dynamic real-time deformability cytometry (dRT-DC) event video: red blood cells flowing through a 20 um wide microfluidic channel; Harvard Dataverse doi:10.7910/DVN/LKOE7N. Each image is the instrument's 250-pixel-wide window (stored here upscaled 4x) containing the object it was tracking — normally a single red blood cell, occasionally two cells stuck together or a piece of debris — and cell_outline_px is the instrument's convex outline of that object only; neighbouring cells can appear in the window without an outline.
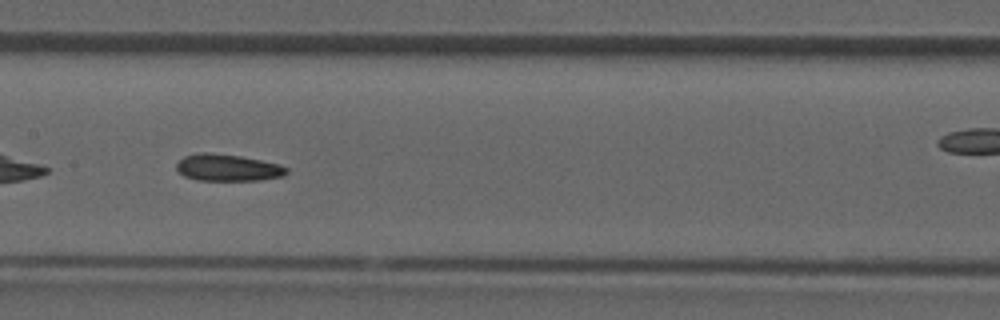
{"species": "common noctule bat (a hibernating species)", "species_latin": "Nyctalus noctula", "temperature_condition": "room temperature", "stored_images_in_passage": 31, "camera_frame_rate_fps": 3000, "um_per_image_px": 0.085, "animal": {"sex": "male", "forearm_length_mm": 52.5}, "frame": {"image": 1, "passage_image": 9, "time_ms": 2.667, "image_size_px": [1000, 320], "cell_outline_px": [[288, 172], [284, 176], [260, 180], [196, 180], [184, 176], [176, 168], [176, 164], [184, 156], [200, 152], [212, 152], [240, 156], [280, 164], [288, 168]], "centroid_in_image_um": [19.36, 14.25], "position_along_channel_um": 188.0, "area_um2": 17.28}}